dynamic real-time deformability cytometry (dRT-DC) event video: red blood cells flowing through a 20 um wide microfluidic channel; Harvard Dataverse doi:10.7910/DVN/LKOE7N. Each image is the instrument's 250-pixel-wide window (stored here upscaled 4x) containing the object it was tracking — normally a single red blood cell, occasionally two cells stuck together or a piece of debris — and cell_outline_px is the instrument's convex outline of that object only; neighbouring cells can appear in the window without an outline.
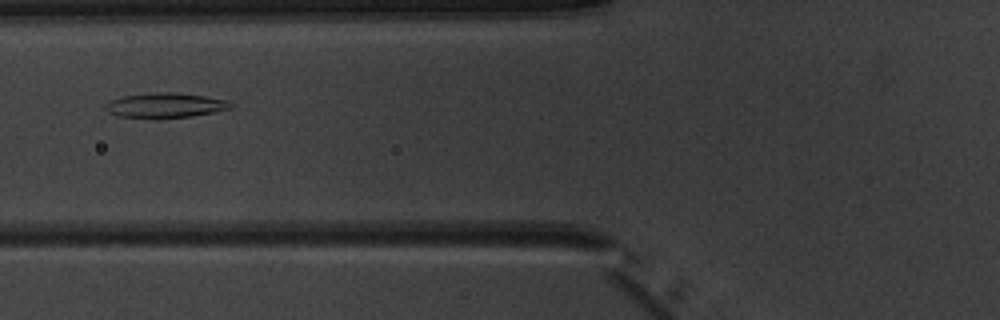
{"species": "common noctule bat (a hibernating species)", "species_latin": "Nyctalus noctula", "temperature_condition": "warm", "stored_images_in_passage": 5, "camera_frame_rate_fps": 3000, "um_per_image_px": 0.085, "animal": {"sex": "male", "body_mass_g": 20.1, "forearm_length_mm": 53.5}, "frame": {"image": 1, "passage_image": 4, "time_ms": 3.667, "image_size_px": [1000, 320], "cell_outline_px": [[236, 108], [216, 112], [188, 116], [156, 120], [116, 116], [108, 112], [104, 108], [112, 100], [124, 96], [152, 92], [176, 92], [204, 96], [224, 100], [236, 104]], "centroid_in_image_um": [14.09, 8.98], "position_along_channel_um": 111.7, "area_um2": 18.61}}